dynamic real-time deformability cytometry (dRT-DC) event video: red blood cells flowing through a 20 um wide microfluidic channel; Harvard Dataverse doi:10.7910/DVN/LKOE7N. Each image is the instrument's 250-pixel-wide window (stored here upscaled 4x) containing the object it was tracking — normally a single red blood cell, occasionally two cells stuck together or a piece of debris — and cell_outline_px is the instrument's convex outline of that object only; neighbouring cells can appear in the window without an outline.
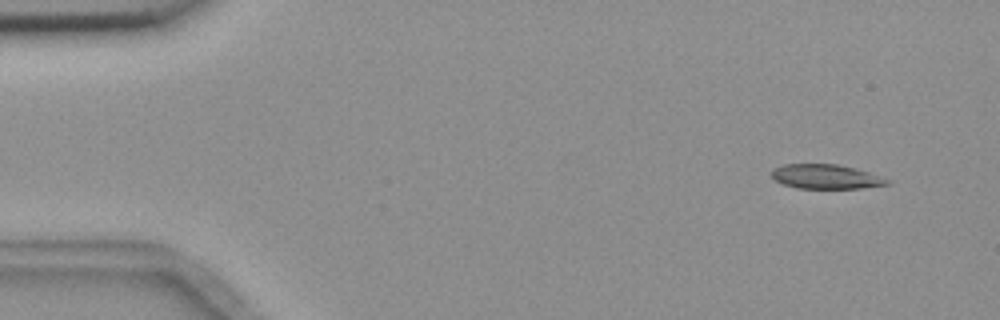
{"species": "common noctule bat (a hibernating species)", "species_latin": "Nyctalus noctula", "temperature_condition": "room temperature", "stored_images_in_passage": 5, "camera_frame_rate_fps": 3000, "um_per_image_px": 0.085, "animal": {"sex": "female", "body_mass_g": 18.4}, "frame": {"image": 1, "passage_image": 1, "time_ms": 0.0, "image_size_px": [1000, 320], "cell_outline_px": [[892, 184], [860, 188], [796, 188], [784, 184], [776, 180], [772, 176], [772, 168], [784, 164], [836, 164], [868, 172], [892, 180]], "centroid_in_image_um": [70.22, 15.02], "position_along_channel_um": 14.8, "area_um2": 16.36}}
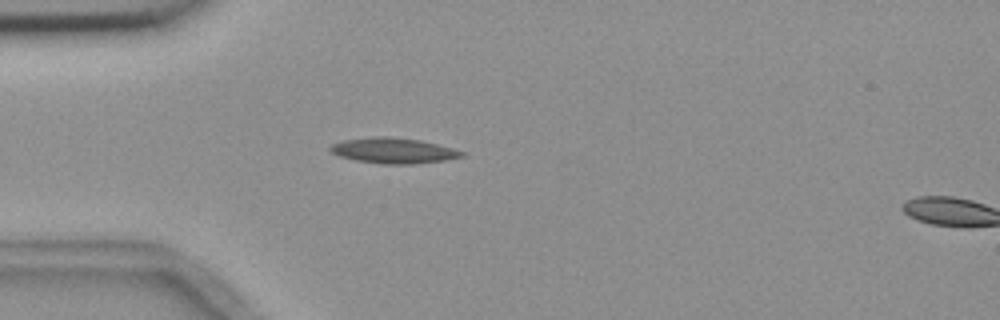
{"frame": {"image": 2, "passage_image": 4, "time_ms": 3.667, "image_size_px": [1000, 320], "cell_outline_px": [[464, 156], [444, 160], [412, 164], [384, 164], [356, 160], [340, 156], [332, 152], [328, 148], [332, 144], [344, 140], [376, 136], [388, 136], [420, 140], [452, 148], [464, 152]], "centroid_in_image_um": [33.43, 12.8], "position_along_channel_um": 51.6, "area_um2": 19.31}}